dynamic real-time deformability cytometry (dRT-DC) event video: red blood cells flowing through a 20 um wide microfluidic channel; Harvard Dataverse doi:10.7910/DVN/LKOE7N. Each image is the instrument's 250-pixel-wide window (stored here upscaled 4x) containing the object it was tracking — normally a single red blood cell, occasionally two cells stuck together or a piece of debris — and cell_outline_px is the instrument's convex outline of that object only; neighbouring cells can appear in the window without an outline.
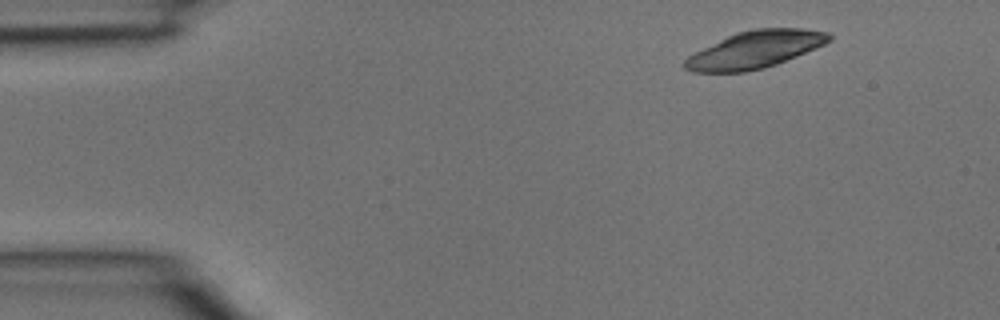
{"species": "common noctule bat (a hibernating species)", "species_latin": "Nyctalus noctula", "temperature_condition": "room temperature", "stored_images_in_passage": 3, "camera_frame_rate_fps": 3000, "um_per_image_px": 0.085, "animal": {"sex": "male", "body_mass_g": 15.6}, "frame": {"image": 1, "passage_image": 1, "time_ms": 0.0, "image_size_px": [1000, 320], "cell_outline_px": [[832, 40], [824, 44], [796, 56], [776, 64], [764, 68], [744, 72], [692, 72], [684, 68], [684, 60], [688, 56], [736, 32], [756, 28], [804, 28], [828, 32], [832, 36]], "centroid_in_image_um": [64.19, 4.21], "position_along_channel_um": 20.8, "area_um2": 30.98}}